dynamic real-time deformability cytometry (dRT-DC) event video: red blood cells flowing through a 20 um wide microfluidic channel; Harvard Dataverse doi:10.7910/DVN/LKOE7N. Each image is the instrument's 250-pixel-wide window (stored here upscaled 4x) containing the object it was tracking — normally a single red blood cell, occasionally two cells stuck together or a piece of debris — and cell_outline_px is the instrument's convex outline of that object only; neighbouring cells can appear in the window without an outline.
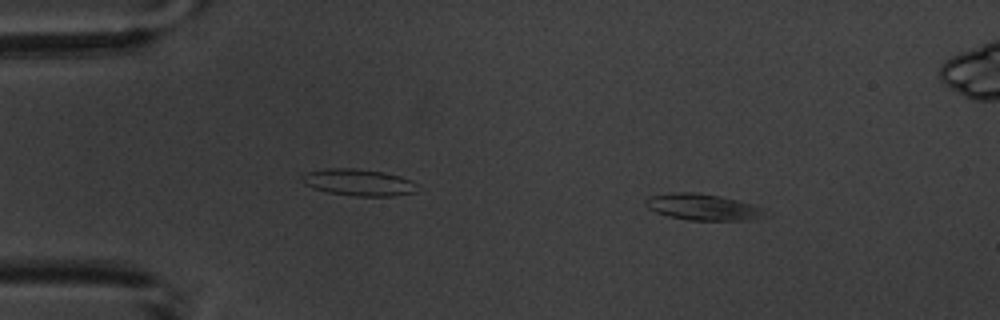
{"species": "common noctule bat (a hibernating species)", "species_latin": "Nyctalus noctula", "temperature_condition": "warm", "stored_images_in_passage": 3, "camera_frame_rate_fps": 3000, "um_per_image_px": 0.085, "animal": {"sex": "male", "body_mass_g": 20.1, "forearm_length_mm": 53.5}, "frame": {"image": 1, "passage_image": 1, "time_ms": 0.0, "image_size_px": [1000, 320], "cell_outline_px": [[764, 216], [756, 220], [688, 220], [668, 216], [656, 212], [648, 208], [644, 204], [644, 200], [652, 196], [672, 192], [696, 192], [720, 196], [756, 204], [764, 212]], "centroid_in_image_um": [59.74, 17.6], "position_along_channel_um": 25.3, "area_um2": 18.38}}